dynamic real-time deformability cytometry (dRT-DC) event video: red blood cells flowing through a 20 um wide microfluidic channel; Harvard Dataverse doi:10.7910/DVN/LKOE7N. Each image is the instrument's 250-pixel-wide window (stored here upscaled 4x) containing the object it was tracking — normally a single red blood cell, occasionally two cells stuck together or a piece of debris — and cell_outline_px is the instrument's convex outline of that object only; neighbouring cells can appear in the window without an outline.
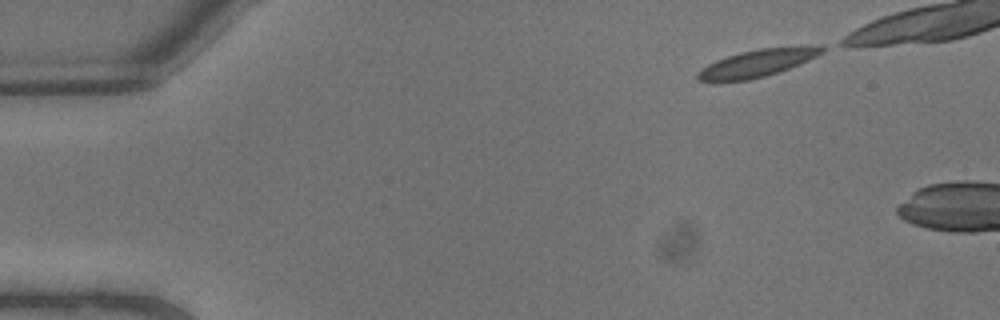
{"species": "common noctule bat (a hibernating species)", "species_latin": "Nyctalus noctula", "temperature_condition": "warm", "stored_images_in_passage": 6, "camera_frame_rate_fps": 3000, "um_per_image_px": 0.085, "animal": {"sex": "male", "body_mass_g": 13.3}, "frame": {"image": 1, "passage_image": 1, "time_ms": 0.0, "image_size_px": [1000, 320], "cell_outline_px": [[824, 48], [816, 56], [808, 60], [788, 68], [764, 76], [748, 80], [720, 84], [696, 80], [696, 72], [700, 68], [716, 60], [740, 52], [760, 48], [816, 44], [820, 44]], "centroid_in_image_um": [64.27, 5.39], "position_along_channel_um": 20.7, "area_um2": 20.35}}